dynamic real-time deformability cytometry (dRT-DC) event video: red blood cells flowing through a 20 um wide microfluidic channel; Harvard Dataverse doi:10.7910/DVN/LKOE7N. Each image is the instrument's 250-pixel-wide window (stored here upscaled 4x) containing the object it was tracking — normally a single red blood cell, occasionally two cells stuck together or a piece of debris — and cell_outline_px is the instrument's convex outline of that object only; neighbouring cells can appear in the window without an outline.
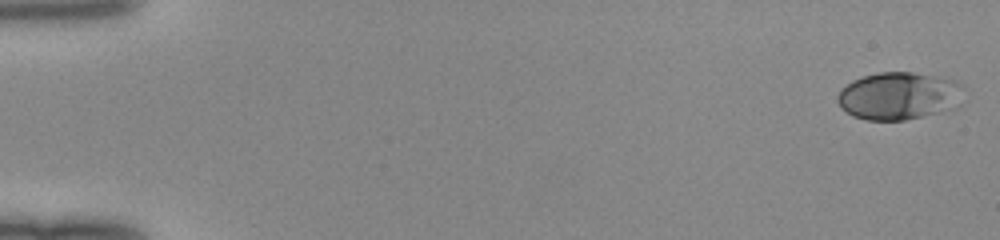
{"species": "human", "species_latin": "Homo sapiens", "temperature_condition": "room temperature", "stored_images_in_passage": 49, "camera_frame_rate_fps": 3000, "um_per_image_px": 0.085, "donor": {"sex": "female"}, "frame": {"image": 1, "passage_image": 1, "time_ms": 0.0, "image_size_px": [1000, 240], "cell_outline_px": [[964, 88], [948, 108], [936, 112], [904, 120], [868, 120], [852, 116], [840, 108], [836, 100], [836, 96], [852, 80], [864, 76], [880, 72], [912, 72], [944, 76], [956, 80]], "centroid_in_image_um": [76.31, 8.12], "position_along_channel_um": 8.7, "area_um2": 34.39}}
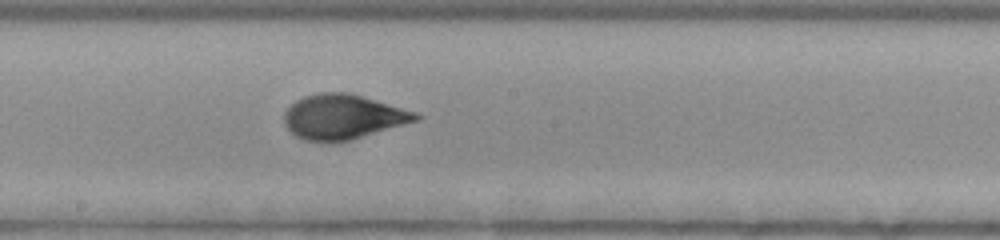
{"frame": {"image": 2, "passage_image": 28, "time_ms": 9.0, "image_size_px": [1000, 240], "cell_outline_px": [[424, 116], [420, 120], [348, 140], [332, 144], [304, 140], [296, 136], [284, 124], [284, 112], [296, 100], [304, 96], [320, 92], [348, 92], [416, 112]], "centroid_in_image_um": [29.14, 9.94], "position_along_channel_um": 219.1, "area_um2": 34.39}}
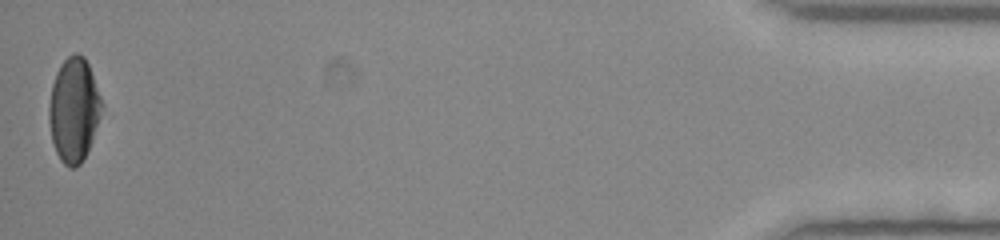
{"frame": {"image": 3, "passage_image": 49, "time_ms": 16.0, "image_size_px": [1000, 240], "cell_outline_px": [[104, 104], [92, 140], [80, 164], [76, 168], [68, 168], [60, 160], [56, 152], [52, 140], [48, 120], [48, 108], [52, 84], [56, 72], [60, 64], [68, 56], [76, 52], [84, 56], [88, 64]], "centroid_in_image_um": [6.27, 9.33], "position_along_channel_um": 428.9, "area_um2": 32.08}}